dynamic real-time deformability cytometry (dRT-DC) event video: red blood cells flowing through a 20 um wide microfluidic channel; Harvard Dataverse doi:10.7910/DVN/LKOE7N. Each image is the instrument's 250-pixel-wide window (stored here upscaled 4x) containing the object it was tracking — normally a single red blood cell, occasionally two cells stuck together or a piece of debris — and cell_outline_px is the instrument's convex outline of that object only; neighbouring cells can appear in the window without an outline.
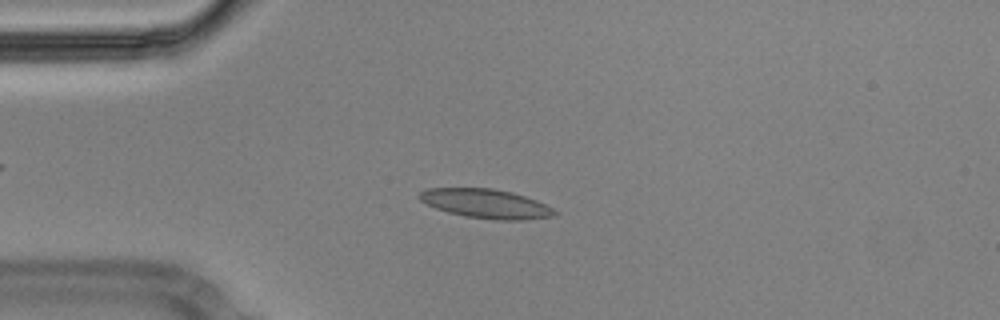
{"species": "Egyptian fruit bat (a non-hibernating species)", "species_latin": "Rousettus aegyptiacus", "temperature_condition": "cold", "stored_images_in_passage": 45, "camera_frame_rate_fps": 3000, "um_per_image_px": 0.085, "animal": {"sex": "male"}, "frame": {"image": 1, "passage_image": 3, "time_ms": 0.667, "image_size_px": [1000, 320], "cell_outline_px": [[560, 212], [552, 216], [520, 220], [496, 220], [464, 216], [448, 212], [436, 208], [420, 200], [416, 196], [420, 192], [428, 188], [492, 188], [512, 192], [536, 200]], "centroid_in_image_um": [41.29, 17.31], "position_along_channel_um": 43.7, "area_um2": 22.89}}
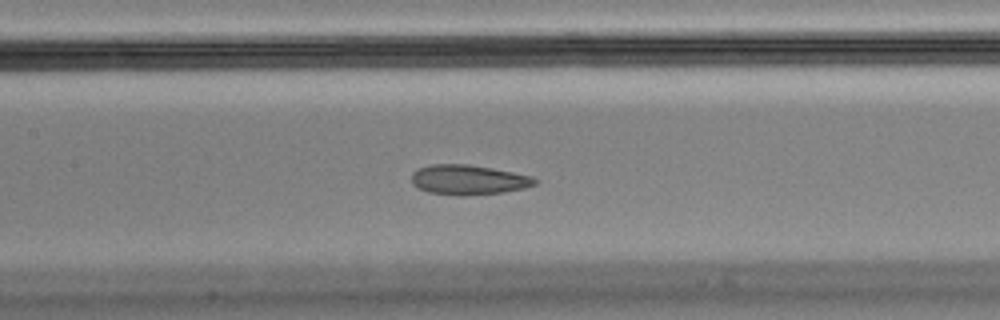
{"frame": {"image": 2, "passage_image": 15, "time_ms": 4.667, "image_size_px": [1000, 320], "cell_outline_px": [[536, 184], [524, 188], [504, 192], [464, 196], [460, 196], [428, 192], [416, 188], [412, 184], [412, 172], [420, 168], [432, 164], [468, 164], [492, 168], [532, 176], [536, 180]], "centroid_in_image_um": [39.79, 15.29], "position_along_channel_um": 167.6, "area_um2": 21.5}}
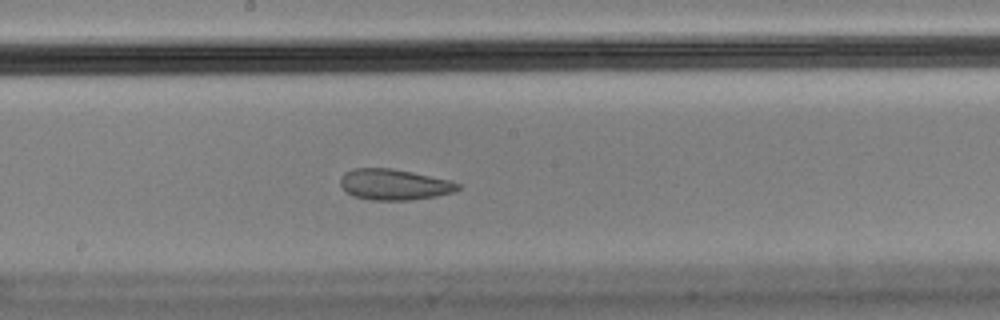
{"frame": {"image": 3, "passage_image": 19, "time_ms": 6.0, "image_size_px": [1000, 320], "cell_outline_px": [[460, 188], [452, 192], [436, 196], [408, 200], [368, 200], [352, 196], [340, 184], [340, 176], [344, 172], [352, 168], [392, 168], [452, 180], [460, 184]], "centroid_in_image_um": [33.48, 15.68], "position_along_channel_um": 214.7, "area_um2": 21.27}, "authors_computed_cell_mechanics": {"area_um2": 22.8888, "velocity_mm_per_s": 3.5452, "shape_relaxation_time_tau1_ms": null, "shape_relaxation_time_tau2_ms": 1.7419, "deformation_change_tau1": null, "deformation_change_tau2": 0.052}}